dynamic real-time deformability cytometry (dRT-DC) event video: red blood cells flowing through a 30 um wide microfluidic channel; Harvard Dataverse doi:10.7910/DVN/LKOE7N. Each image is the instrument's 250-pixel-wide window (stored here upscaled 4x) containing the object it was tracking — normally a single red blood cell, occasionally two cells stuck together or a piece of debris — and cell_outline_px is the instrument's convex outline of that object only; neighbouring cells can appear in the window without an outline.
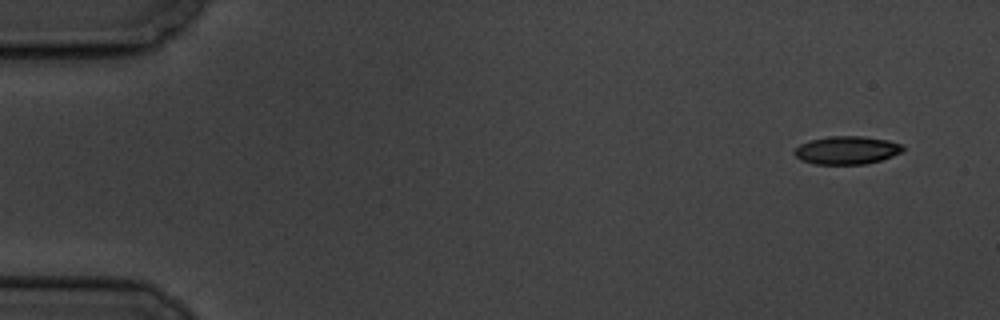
{"species": "common noctule bat (a hibernating species)", "species_latin": "Nyctalus noctula", "temperature_condition": "cold", "stored_images_in_passage": 9, "camera_frame_rate_fps": 3000, "um_per_image_px": 0.085, "animal": {"sex": "male", "body_mass_g": 19.5, "forearm_length_mm": 54.6}, "frame": {"image": 1, "passage_image": 1, "time_ms": 0.0, "image_size_px": [1000, 320], "cell_outline_px": [[904, 152], [880, 160], [864, 164], [816, 164], [800, 160], [792, 152], [800, 144], [808, 140], [828, 136], [864, 136], [888, 140], [900, 144], [904, 148]], "centroid_in_image_um": [71.96, 12.76], "position_along_channel_um": 13.0, "area_um2": 17.86}}
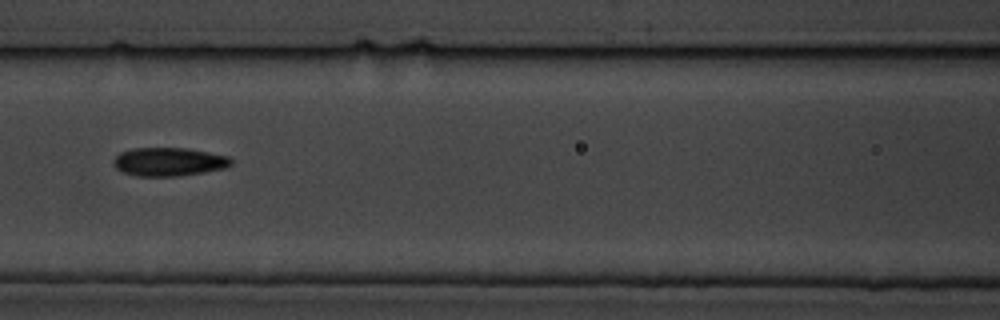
{"frame": {"image": 2, "passage_image": 7, "time_ms": 7.667, "image_size_px": [1000, 320], "cell_outline_px": [[232, 164], [224, 168], [204, 172], [180, 176], [136, 176], [124, 172], [116, 168], [112, 164], [112, 160], [120, 152], [132, 148], [188, 148], [228, 156], [232, 160]], "centroid_in_image_um": [14.33, 13.75], "position_along_channel_um": 152.3, "area_um2": 19.59}}
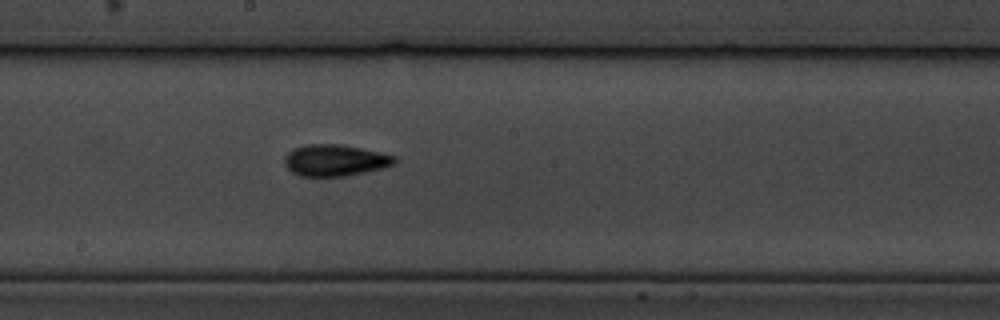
{"frame": {"image": 3, "passage_image": 9, "time_ms": 9.667, "image_size_px": [1000, 320], "cell_outline_px": [[396, 164], [384, 168], [344, 176], [300, 176], [292, 172], [284, 164], [284, 156], [292, 148], [308, 144], [340, 144], [380, 152], [396, 156]], "centroid_in_image_um": [28.47, 13.62], "position_along_channel_um": 219.7, "area_um2": 20.29}}